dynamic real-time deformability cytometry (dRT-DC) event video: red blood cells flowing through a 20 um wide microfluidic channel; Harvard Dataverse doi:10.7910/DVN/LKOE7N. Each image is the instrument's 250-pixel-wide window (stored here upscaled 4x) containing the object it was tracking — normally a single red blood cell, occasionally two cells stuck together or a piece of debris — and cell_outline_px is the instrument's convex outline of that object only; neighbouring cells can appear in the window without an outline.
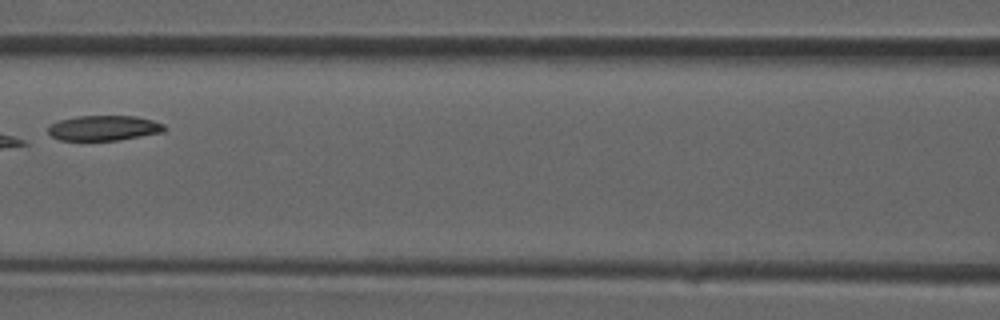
{"species": "common noctule bat (a hibernating species)", "species_latin": "Nyctalus noctula", "temperature_condition": "room temperature", "stored_images_in_passage": 6, "camera_frame_rate_fps": 3000, "um_per_image_px": 0.085, "animal": {"sex": "male", "forearm_length_mm": 52.5}, "frame": {"image": 1, "passage_image": 6, "time_ms": 1.667, "image_size_px": [1000, 320], "cell_outline_px": [[168, 128], [164, 132], [116, 140], [60, 140], [52, 136], [48, 132], [48, 124], [60, 120], [76, 116], [136, 116], [152, 120], [164, 124]], "centroid_in_image_um": [8.83, 10.87], "position_along_channel_um": 157.8, "area_um2": 17.05}}